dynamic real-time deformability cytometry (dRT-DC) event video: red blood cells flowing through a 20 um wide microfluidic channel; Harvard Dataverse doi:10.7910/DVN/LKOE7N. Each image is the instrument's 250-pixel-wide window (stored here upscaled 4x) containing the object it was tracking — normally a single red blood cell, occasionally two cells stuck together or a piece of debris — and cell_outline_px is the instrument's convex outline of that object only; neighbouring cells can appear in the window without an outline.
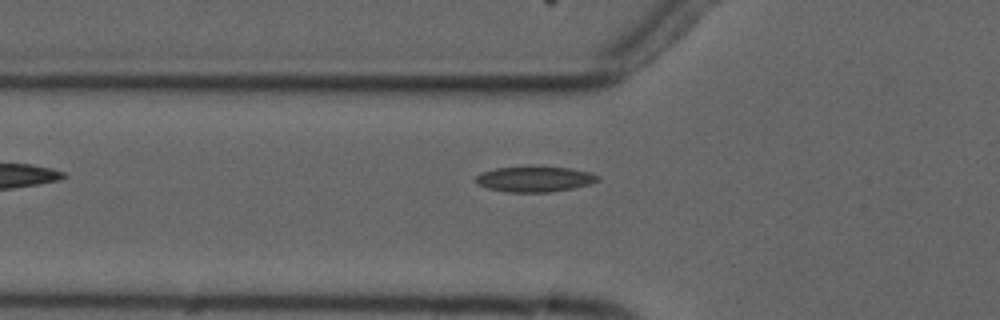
{"species": "common noctule bat (a hibernating species)", "species_latin": "Nyctalus noctula", "temperature_condition": "cold", "stored_images_in_passage": 5, "camera_frame_rate_fps": 3000, "um_per_image_px": 0.085, "animal": {"sex": "male", "forearm_length_mm": 52.5}, "frame": {"image": 1, "passage_image": 5, "time_ms": 5.333, "image_size_px": [1000, 320], "cell_outline_px": [[600, 180], [588, 184], [572, 188], [548, 192], [508, 192], [488, 188], [476, 184], [476, 176], [480, 172], [496, 168], [568, 168], [588, 172], [600, 176]], "centroid_in_image_um": [45.42, 15.24], "position_along_channel_um": 80.4, "area_um2": 17.57}}